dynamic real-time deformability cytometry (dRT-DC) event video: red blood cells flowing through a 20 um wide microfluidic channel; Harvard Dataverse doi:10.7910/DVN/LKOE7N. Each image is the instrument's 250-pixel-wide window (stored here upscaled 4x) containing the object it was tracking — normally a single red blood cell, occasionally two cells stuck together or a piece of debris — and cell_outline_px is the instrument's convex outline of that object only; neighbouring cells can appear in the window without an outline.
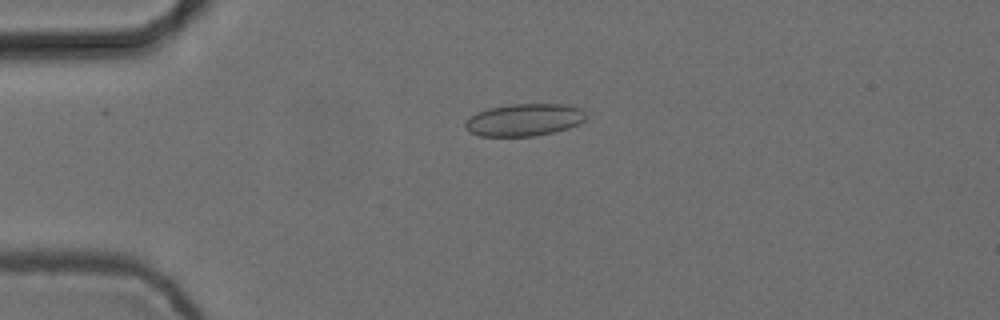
{"species": "common noctule bat (a hibernating species)", "species_latin": "Nyctalus noctula", "temperature_condition": "cold", "stored_images_in_passage": 5, "camera_frame_rate_fps": 3000, "um_per_image_px": 0.085, "animal": {"sex": "female", "body_mass_g": 24.6, "forearm_length_mm": 56.2}, "frame": {"image": 1, "passage_image": 3, "time_ms": 0.667, "image_size_px": [1000, 320], "cell_outline_px": [[588, 116], [580, 124], [568, 128], [536, 136], [480, 136], [468, 132], [464, 128], [464, 124], [476, 112], [488, 108], [508, 104], [564, 104], [580, 108]], "centroid_in_image_um": [44.55, 10.19], "position_along_channel_um": 40.4, "area_um2": 22.89}}
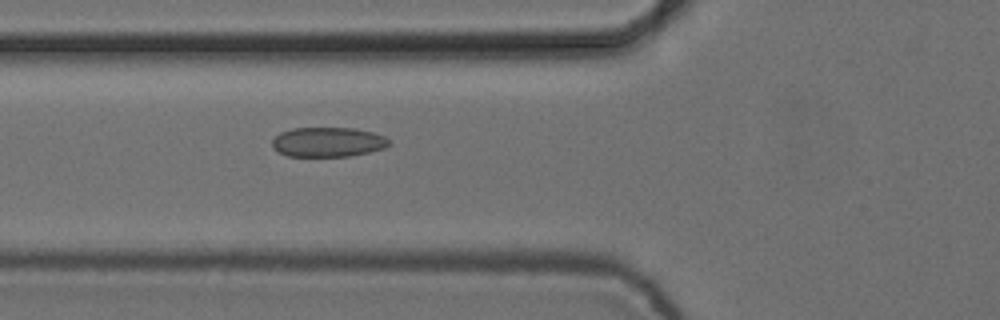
{"frame": {"image": 2, "passage_image": 5, "time_ms": 1.333, "image_size_px": [1000, 320], "cell_outline_px": [[392, 144], [384, 148], [352, 156], [288, 156], [272, 148], [272, 140], [280, 132], [292, 128], [356, 128], [372, 132], [384, 136]], "centroid_in_image_um": [27.87, 12.07], "position_along_channel_um": 97.9, "area_um2": 20.23}}